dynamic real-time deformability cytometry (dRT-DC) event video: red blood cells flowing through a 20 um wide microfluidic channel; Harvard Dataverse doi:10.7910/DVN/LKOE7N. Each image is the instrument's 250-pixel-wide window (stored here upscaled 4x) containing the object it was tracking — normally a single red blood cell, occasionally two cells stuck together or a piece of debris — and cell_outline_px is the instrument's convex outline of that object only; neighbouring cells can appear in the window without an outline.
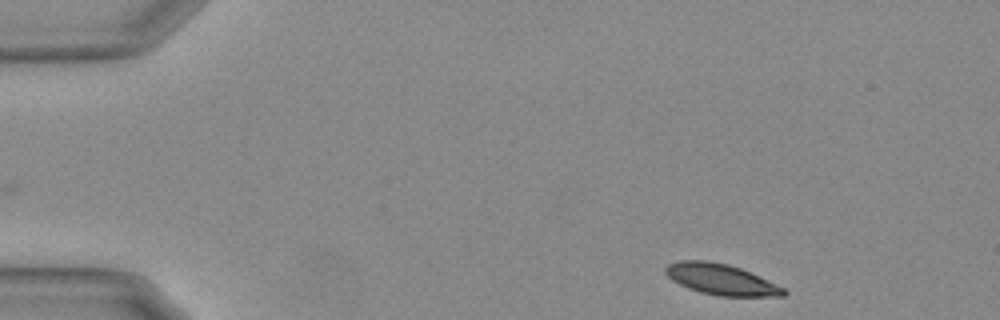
{"species": "Egyptian fruit bat (a non-hibernating species)", "species_latin": "Rousettus aegyptiacus", "temperature_condition": "warm", "stored_images_in_passage": 49, "camera_frame_rate_fps": 3000, "um_per_image_px": 0.085, "animal": {"sex": "female"}, "frame": {"image": 1, "passage_image": 1, "time_ms": 0.0, "image_size_px": [1000, 320], "cell_outline_px": [[788, 292], [784, 296], [720, 296], [700, 292], [688, 288], [672, 280], [664, 272], [664, 268], [668, 264], [680, 260], [704, 260], [728, 264], [740, 268], [784, 288]], "centroid_in_image_um": [61.26, 23.75], "position_along_channel_um": 23.7, "area_um2": 21.04}}
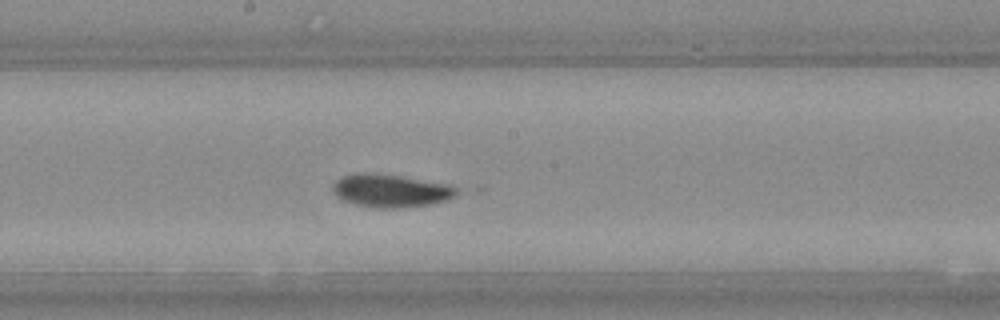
{"frame": {"image": 2, "passage_image": 24, "time_ms": 7.667, "image_size_px": [1000, 320], "cell_outline_px": [[456, 196], [448, 200], [428, 204], [400, 208], [380, 208], [356, 204], [344, 200], [336, 196], [332, 192], [332, 184], [340, 176], [356, 172], [376, 172], [448, 184], [456, 188]], "centroid_in_image_um": [33.15, 16.19], "position_along_channel_um": 215.1, "area_um2": 23.93}}
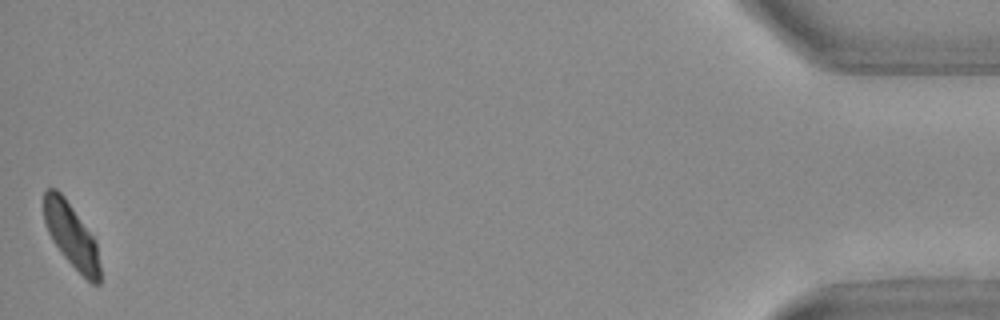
{"frame": {"image": 3, "passage_image": 49, "time_ms": 16.0, "image_size_px": [1000, 320], "cell_outline_px": [[100, 284], [92, 284], [64, 256], [52, 240], [48, 232], [44, 220], [44, 192], [48, 188], [56, 188], [64, 196], [92, 236], [96, 244], [100, 264]], "centroid_in_image_um": [6.05, 20.0], "position_along_channel_um": 429.1, "area_um2": 20.46}, "authors_computed_cell_mechanics": {"area_um2": 22.0218, "velocity_mm_per_s": 3.6566, "shape_relaxation_time_tau1_ms": null, "shape_relaxation_time_tau2_ms": 1.616, "deformation_change_tau1": null, "deformation_change_tau2": 0.0491}}